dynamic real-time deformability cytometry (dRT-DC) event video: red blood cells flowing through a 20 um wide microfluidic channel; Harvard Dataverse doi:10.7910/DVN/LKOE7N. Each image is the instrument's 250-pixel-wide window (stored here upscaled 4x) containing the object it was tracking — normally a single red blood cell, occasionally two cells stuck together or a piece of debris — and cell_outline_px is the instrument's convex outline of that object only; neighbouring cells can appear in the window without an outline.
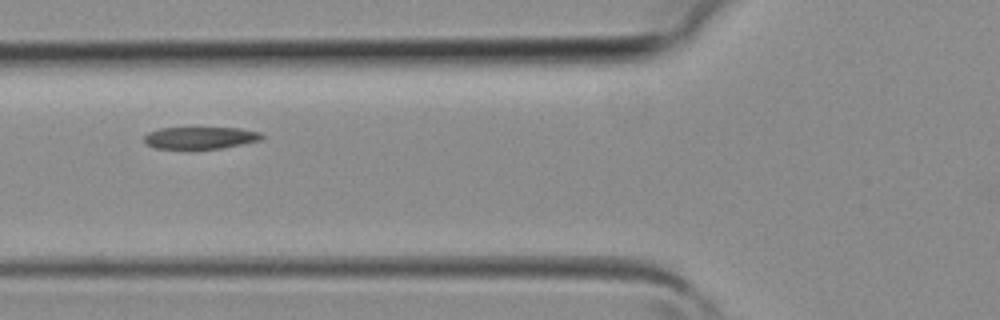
{"species": "common noctule bat (a hibernating species)", "species_latin": "Nyctalus noctula", "temperature_condition": "room temperature", "stored_images_in_passage": 6, "camera_frame_rate_fps": 3000, "um_per_image_px": 0.085, "animal": {"sex": "female", "body_mass_g": 19.3, "forearm_length_mm": 54.1}, "frame": {"image": 1, "passage_image": 5, "time_ms": 1.333, "image_size_px": [1000, 320], "cell_outline_px": [[264, 136], [260, 140], [220, 148], [192, 152], [188, 152], [156, 148], [148, 144], [144, 140], [144, 136], [148, 132], [160, 128], [240, 128], [260, 132]], "centroid_in_image_um": [16.96, 11.76], "position_along_channel_um": 108.8, "area_um2": 15.78}}
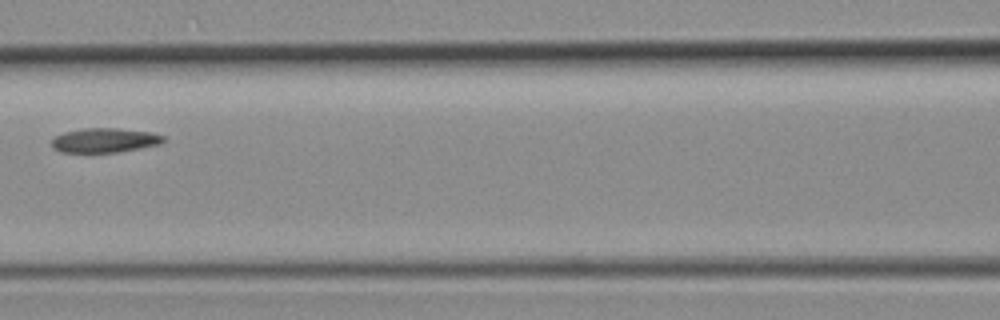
{"frame": {"image": 2, "passage_image": 6, "time_ms": 1.667, "image_size_px": [1000, 320], "cell_outline_px": [[164, 140], [160, 144], [140, 148], [116, 152], [60, 152], [52, 148], [52, 140], [56, 136], [64, 132], [84, 128], [116, 128], [152, 132], [164, 136]], "centroid_in_image_um": [8.89, 11.92], "position_along_channel_um": 157.7, "area_um2": 15.84}}